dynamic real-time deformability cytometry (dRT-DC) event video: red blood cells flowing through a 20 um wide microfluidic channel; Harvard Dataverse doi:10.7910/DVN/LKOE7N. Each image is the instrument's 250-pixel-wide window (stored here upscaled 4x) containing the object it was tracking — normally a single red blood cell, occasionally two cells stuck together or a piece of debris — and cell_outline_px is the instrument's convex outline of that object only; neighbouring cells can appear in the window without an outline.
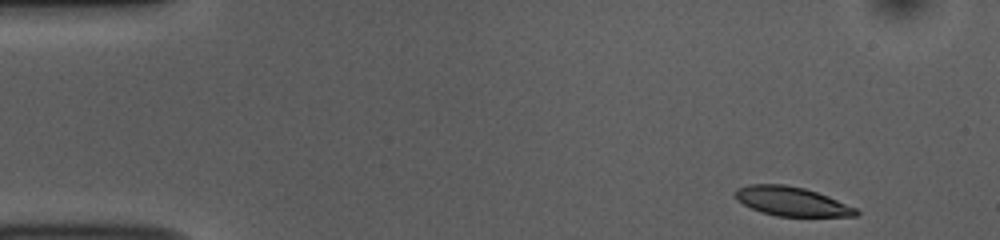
{"species": "common noctule bat (a hibernating species)", "species_latin": "Nyctalus noctula", "temperature_condition": "room temperature", "stored_images_in_passage": 48, "camera_frame_rate_fps": 3000, "um_per_image_px": 0.085, "animal": {"sex": "female", "body_mass_g": 10.0, "forearm_length_mm": 53.1}, "frame": {"image": 1, "passage_image": 1, "time_ms": 0.0, "image_size_px": [1000, 240], "cell_outline_px": [[860, 212], [856, 216], [776, 216], [760, 212], [736, 200], [736, 188], [748, 184], [784, 184], [804, 188], [828, 196], [856, 208]], "centroid_in_image_um": [67.27, 17.11], "position_along_channel_um": 17.7, "area_um2": 20.4}}
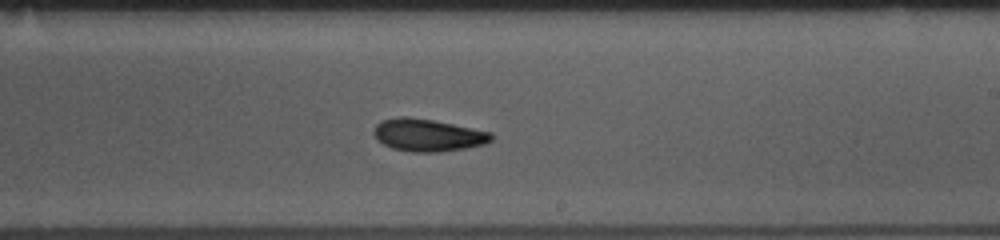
{"frame": {"image": 2, "passage_image": 27, "time_ms": 8.667, "image_size_px": [1000, 240], "cell_outline_px": [[492, 140], [484, 144], [464, 148], [440, 152], [412, 152], [392, 148], [376, 140], [372, 132], [376, 124], [384, 120], [400, 116], [408, 116], [432, 120], [492, 132]], "centroid_in_image_um": [36.33, 11.48], "position_along_channel_um": 252.7, "area_um2": 22.14}}
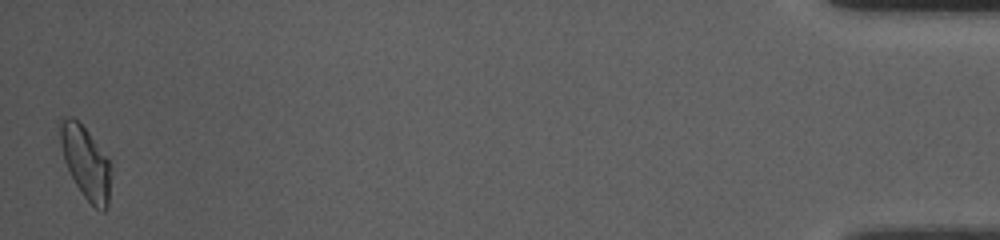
{"frame": {"image": 3, "passage_image": 48, "time_ms": 15.667, "image_size_px": [1000, 240], "cell_outline_px": [[112, 164], [108, 208], [104, 212], [96, 208], [84, 196], [76, 184], [64, 160], [60, 144], [60, 116], [72, 116], [88, 132], [108, 156]], "centroid_in_image_um": [7.32, 13.8], "position_along_channel_um": 427.9, "area_um2": 21.56}, "authors_computed_cell_mechanics": {"area_um2": 21.5016, "velocity_mm_per_s": 3.7979, "shape_relaxation_time_tau1_ms": 5.0523, "shape_relaxation_time_tau2_ms": 8.0448, "deformation_change_tau1": 0.1517, "deformation_change_tau2": 0.1545}}